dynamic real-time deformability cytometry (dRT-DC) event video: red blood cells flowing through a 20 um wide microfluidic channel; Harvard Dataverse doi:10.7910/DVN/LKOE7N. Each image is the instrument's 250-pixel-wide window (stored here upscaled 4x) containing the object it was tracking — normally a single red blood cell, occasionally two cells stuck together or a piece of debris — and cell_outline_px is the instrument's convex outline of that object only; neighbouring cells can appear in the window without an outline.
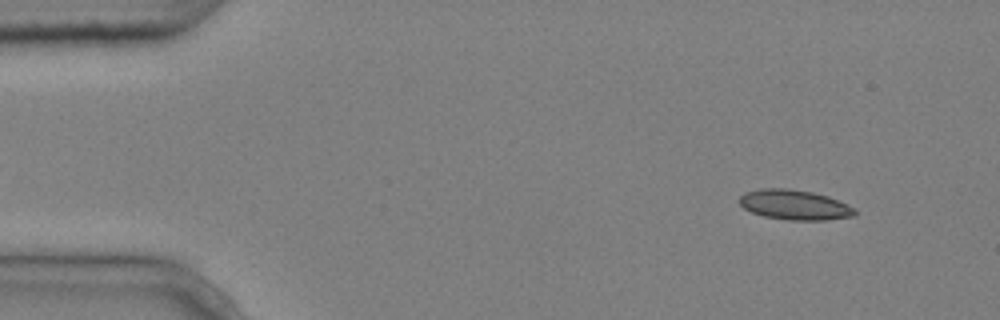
{"species": "common noctule bat (a hibernating species)", "species_latin": "Nyctalus noctula", "temperature_condition": "cold", "stored_images_in_passage": 5, "camera_frame_rate_fps": 3000, "um_per_image_px": 0.085, "animal": {"sex": "male", "body_mass_g": 20.4}, "frame": {"image": 1, "passage_image": 1, "time_ms": 0.0, "image_size_px": [1000, 320], "cell_outline_px": [[856, 216], [824, 220], [788, 220], [764, 216], [752, 212], [744, 208], [736, 200], [744, 192], [760, 188], [788, 188], [812, 192], [828, 196], [856, 208]], "centroid_in_image_um": [67.52, 17.4], "position_along_channel_um": 17.5, "area_um2": 20.35}}